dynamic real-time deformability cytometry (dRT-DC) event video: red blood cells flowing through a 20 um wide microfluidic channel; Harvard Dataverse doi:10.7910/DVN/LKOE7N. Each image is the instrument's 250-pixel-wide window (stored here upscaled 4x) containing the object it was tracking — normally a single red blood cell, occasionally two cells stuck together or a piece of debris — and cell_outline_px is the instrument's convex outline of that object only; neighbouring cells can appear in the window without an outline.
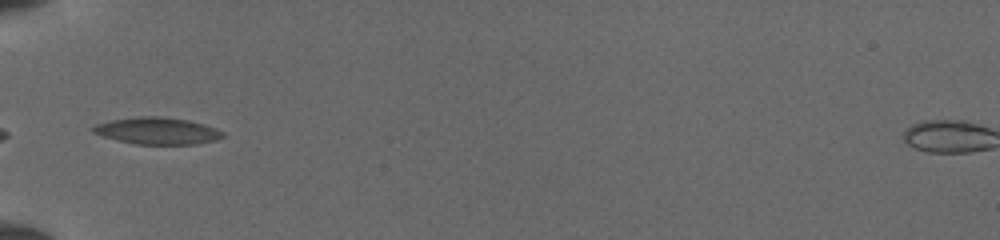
{"species": "common noctule bat (a hibernating species)", "species_latin": "Nyctalus noctula", "temperature_condition": "cold", "stored_images_in_passage": 29, "camera_frame_rate_fps": 3000, "um_per_image_px": 0.085, "animal": {"sex": "female", "body_mass_g": 19.5, "forearm_length_mm": 54.1}, "frame": {"image": 1, "passage_image": 1, "time_ms": 0.0, "image_size_px": [1000, 240], "cell_outline_px": [[224, 136], [216, 140], [196, 144], [136, 144], [116, 140], [92, 132], [88, 128], [96, 124], [112, 120], [140, 116], [160, 116], [188, 120], [216, 128], [224, 132]], "centroid_in_image_um": [13.35, 11.12], "position_along_channel_um": 71.6, "area_um2": 20.29}}
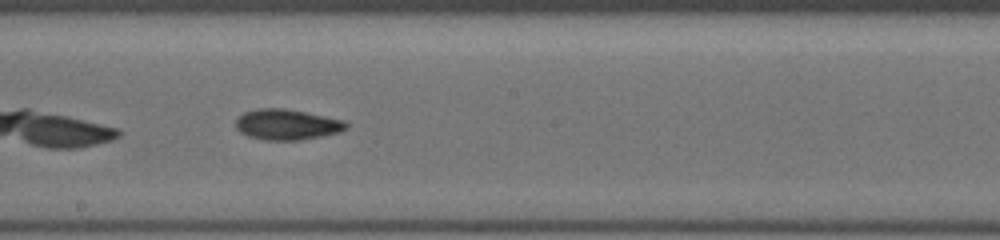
{"frame": {"image": 2, "passage_image": 12, "time_ms": 3.667, "image_size_px": [1000, 240], "cell_outline_px": [[348, 128], [340, 132], [300, 140], [264, 140], [248, 136], [240, 132], [236, 128], [236, 120], [244, 112], [256, 108], [280, 108], [304, 112], [344, 120], [348, 124]], "centroid_in_image_um": [24.38, 10.59], "position_along_channel_um": 223.8, "area_um2": 19.59}}
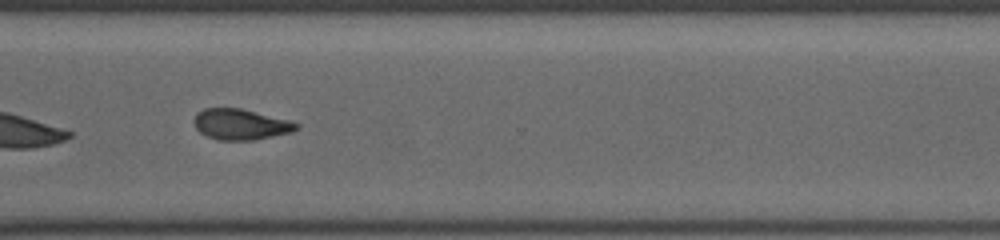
{"frame": {"image": 3, "passage_image": 21, "time_ms": 6.667, "image_size_px": [1000, 240], "cell_outline_px": [[300, 128], [292, 132], [252, 140], [216, 140], [200, 132], [196, 128], [196, 116], [204, 108], [240, 108], [292, 120], [300, 124]], "centroid_in_image_um": [20.54, 10.57], "position_along_channel_um": 350.1, "area_um2": 18.26}}